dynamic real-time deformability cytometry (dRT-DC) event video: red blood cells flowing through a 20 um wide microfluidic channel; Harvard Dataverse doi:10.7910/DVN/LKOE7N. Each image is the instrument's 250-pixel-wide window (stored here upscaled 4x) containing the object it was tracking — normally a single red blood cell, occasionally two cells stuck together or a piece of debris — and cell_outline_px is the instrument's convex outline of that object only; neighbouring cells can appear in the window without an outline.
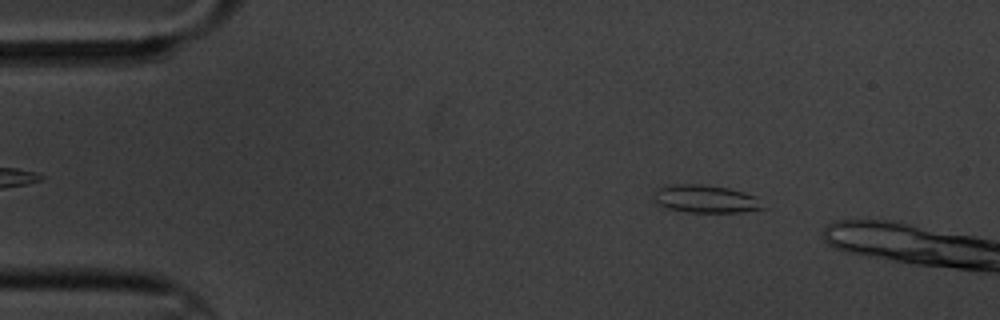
{"species": "common noctule bat (a hibernating species)", "species_latin": "Nyctalus noctula", "temperature_condition": "cold", "stored_images_in_passage": 11, "segment_of_instrument_passage": [1, 2], "camera_frame_rate_fps": 3000, "um_per_image_px": 0.085, "animal": {"sex": "male", "body_mass_g": 20.1, "forearm_length_mm": 53.5}, "frame": {"image": 1, "passage_image": 2, "time_ms": 1.333, "image_size_px": [1000, 320], "cell_outline_px": [[768, 208], [744, 212], [688, 212], [668, 208], [652, 204], [656, 188], [676, 184], [700, 184], [728, 188], [744, 192], [756, 196]], "centroid_in_image_um": [59.98, 16.92], "position_along_channel_um": 25.0, "area_um2": 17.98}}
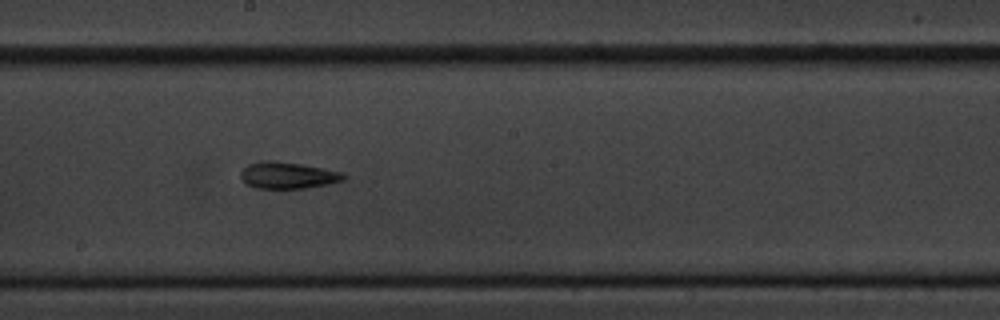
{"frame": {"image": 2, "passage_image": 8, "time_ms": 9.0, "image_size_px": [1000, 320], "cell_outline_px": [[348, 176], [344, 180], [328, 184], [304, 188], [256, 188], [248, 184], [240, 176], [240, 172], [248, 164], [260, 160], [272, 160], [300, 164], [324, 168], [340, 172]], "centroid_in_image_um": [24.46, 14.89], "position_along_channel_um": 223.7, "area_um2": 15.9}}
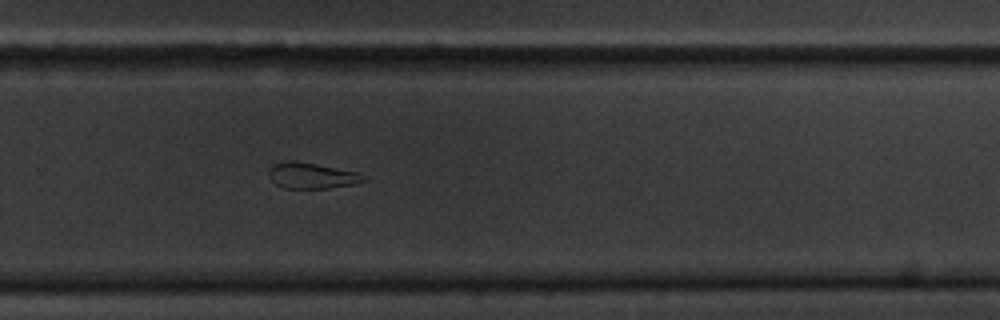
{"frame": {"image": 3, "passage_image": 10, "time_ms": 11.333, "image_size_px": [1000, 320], "cell_outline_px": [[368, 180], [352, 184], [328, 188], [284, 188], [276, 184], [268, 176], [268, 168], [272, 164], [288, 160], [292, 160], [316, 164], [360, 172], [368, 176]], "centroid_in_image_um": [26.51, 14.92], "position_along_channel_um": 303.3, "area_um2": 14.51}}